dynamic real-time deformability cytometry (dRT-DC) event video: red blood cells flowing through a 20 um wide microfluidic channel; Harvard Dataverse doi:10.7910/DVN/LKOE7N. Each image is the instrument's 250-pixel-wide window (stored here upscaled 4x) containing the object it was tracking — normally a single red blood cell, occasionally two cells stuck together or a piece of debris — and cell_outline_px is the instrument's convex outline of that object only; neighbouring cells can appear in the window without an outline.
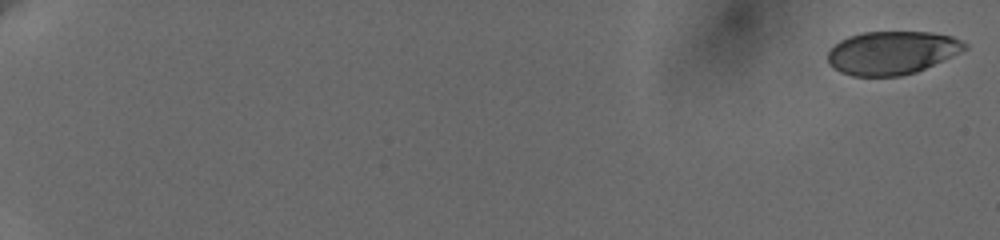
{"species": "human", "species_latin": "Homo sapiens", "temperature_condition": "cold", "stored_images_in_passage": 60, "camera_frame_rate_fps": 3000, "um_per_image_px": 0.085, "donor": {"sex": "female"}, "frame": {"image": 1, "passage_image": 1, "time_ms": 0.0, "image_size_px": [1000, 240], "cell_outline_px": [[968, 48], [960, 52], [916, 72], [900, 76], [852, 76], [840, 72], [832, 68], [828, 64], [828, 52], [840, 40], [848, 36], [864, 32], [932, 32], [952, 36], [968, 44]], "centroid_in_image_um": [75.79, 4.48], "position_along_channel_um": 9.2, "area_um2": 34.51}}
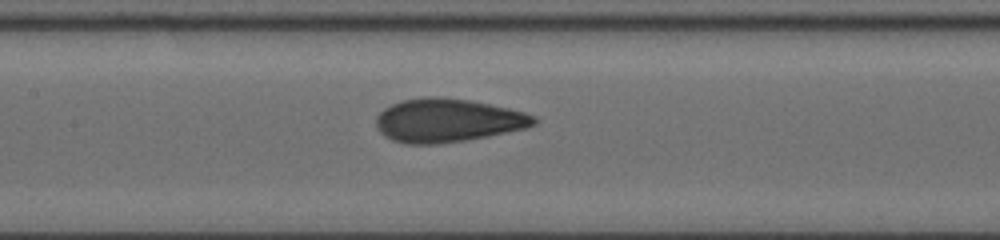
{"frame": {"image": 2, "passage_image": 33, "time_ms": 10.667, "image_size_px": [1000, 240], "cell_outline_px": [[540, 120], [536, 124], [528, 128], [468, 140], [436, 144], [404, 144], [392, 140], [384, 136], [376, 128], [376, 116], [384, 108], [392, 104], [404, 100], [424, 96], [436, 96], [468, 100], [508, 108], [524, 112], [536, 116]], "centroid_in_image_um": [38.06, 10.24], "position_along_channel_um": 169.3, "area_um2": 40.29}}
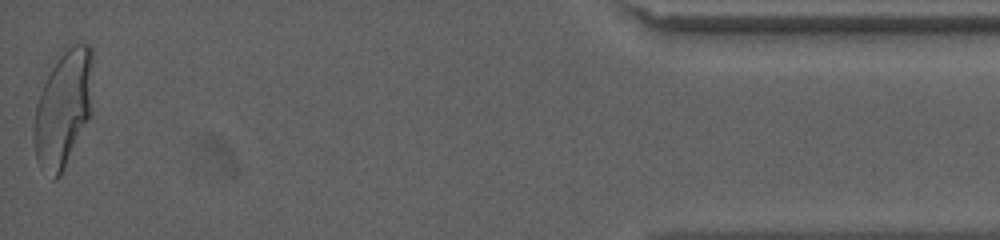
{"frame": {"image": 3, "passage_image": 60, "time_ms": 19.667, "image_size_px": [1000, 240], "cell_outline_px": [[92, 112], [60, 176], [56, 180], [52, 180], [40, 168], [36, 160], [32, 136], [32, 132], [36, 104], [44, 84], [64, 44], [88, 44], [92, 48]], "centroid_in_image_um": [5.37, 9.23], "position_along_channel_um": 429.8, "area_um2": 40.69}, "authors_computed_cell_mechanics": {"area_um2": 38.1191, "velocity_mm_per_s": 3.6368, "shape_relaxation_time_tau1_ms": 5.1295, "shape_relaxation_time_tau2_ms": null, "deformation_change_tau1": 0.1734, "deformation_change_tau2": null}}